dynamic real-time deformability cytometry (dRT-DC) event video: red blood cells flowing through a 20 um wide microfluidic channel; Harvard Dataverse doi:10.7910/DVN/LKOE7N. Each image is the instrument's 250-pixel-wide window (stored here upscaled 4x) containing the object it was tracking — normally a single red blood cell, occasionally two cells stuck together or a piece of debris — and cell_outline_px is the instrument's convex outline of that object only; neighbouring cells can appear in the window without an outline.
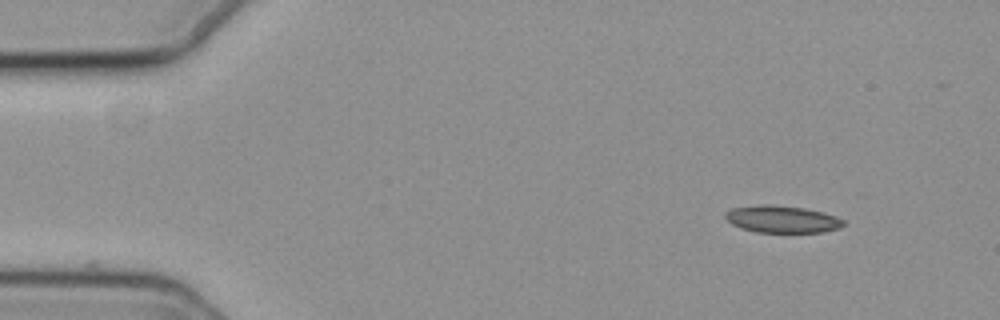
{"species": "common noctule bat (a hibernating species)", "species_latin": "Nyctalus noctula", "temperature_condition": "cold", "stored_images_in_passage": 16, "camera_frame_rate_fps": 3000, "um_per_image_px": 0.085, "animal": {"sex": "female", "body_mass_g": 19.3, "forearm_length_mm": 54.1}, "frame": {"image": 1, "passage_image": 1, "time_ms": 0.0, "image_size_px": [1000, 320], "cell_outline_px": [[844, 224], [840, 228], [824, 232], [756, 232], [740, 228], [732, 224], [724, 216], [724, 212], [732, 208], [756, 204], [772, 204], [804, 208], [824, 212], [836, 216], [844, 220]], "centroid_in_image_um": [66.46, 18.62], "position_along_channel_um": 18.5, "area_um2": 18.9}}
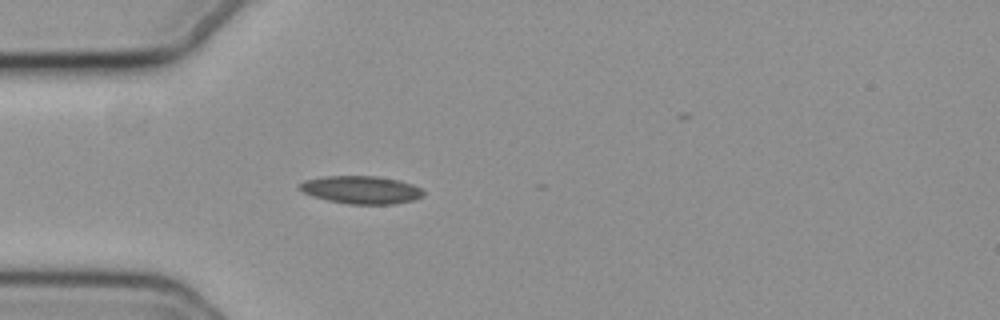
{"frame": {"image": 2, "passage_image": 11, "time_ms": 3.333, "image_size_px": [1000, 320], "cell_outline_px": [[424, 196], [412, 200], [396, 204], [348, 204], [328, 200], [312, 196], [296, 188], [296, 184], [304, 180], [324, 176], [376, 176], [400, 180], [412, 184], [420, 188], [424, 192]], "centroid_in_image_um": [30.66, 16.13], "position_along_channel_um": 54.3, "area_um2": 20.29}}
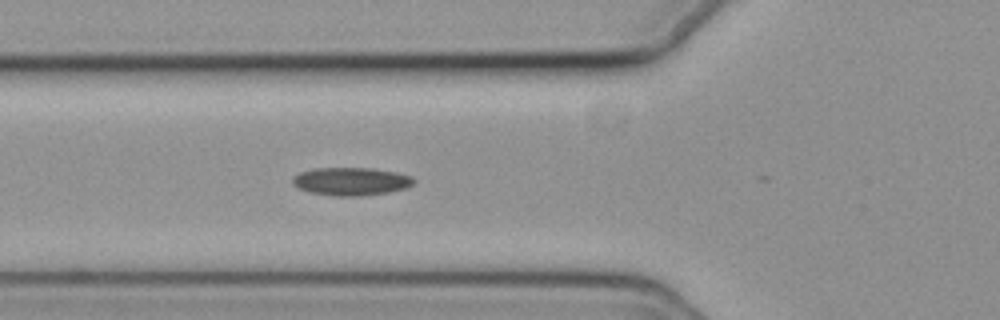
{"frame": {"image": 3, "passage_image": 15, "time_ms": 4.667, "image_size_px": [1000, 320], "cell_outline_px": [[416, 180], [408, 188], [388, 192], [360, 196], [332, 196], [308, 192], [292, 184], [292, 176], [300, 172], [316, 168], [372, 168], [396, 172], [412, 176]], "centroid_in_image_um": [29.84, 15.42], "position_along_channel_um": 96.0, "area_um2": 19.94}}